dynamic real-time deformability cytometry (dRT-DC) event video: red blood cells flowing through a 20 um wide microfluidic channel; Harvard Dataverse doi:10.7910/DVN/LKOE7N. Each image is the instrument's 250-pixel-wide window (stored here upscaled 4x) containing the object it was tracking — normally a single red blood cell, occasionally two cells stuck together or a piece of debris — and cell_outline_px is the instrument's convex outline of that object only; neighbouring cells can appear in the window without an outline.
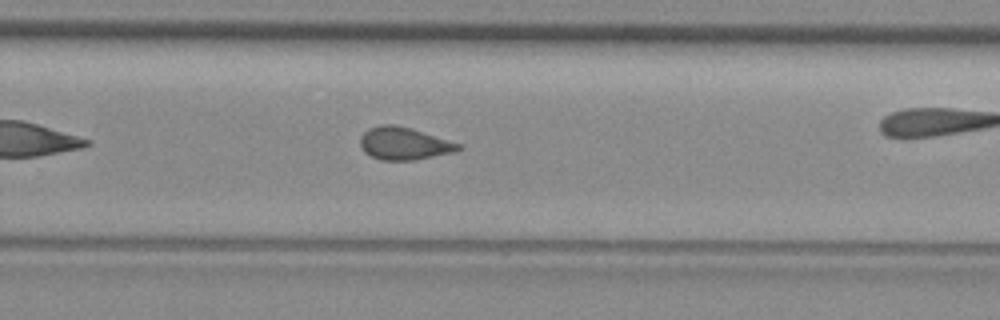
{"species": "common noctule bat (a hibernating species)", "species_latin": "Nyctalus noctula", "temperature_condition": "room temperature", "stored_images_in_passage": 29, "camera_frame_rate_fps": 3000, "um_per_image_px": 0.085, "animal": {"sex": "female", "body_mass_g": 29.2, "forearm_length_mm": 56.3}, "frame": {"image": 1, "passage_image": 21, "time_ms": 6.667, "image_size_px": [1000, 320], "cell_outline_px": [[464, 148], [456, 152], [412, 160], [380, 160], [364, 152], [360, 144], [360, 136], [368, 128], [380, 124], [392, 124], [412, 128], [464, 144]], "centroid_in_image_um": [34.39, 12.19], "position_along_channel_um": 295.4, "area_um2": 18.96}}